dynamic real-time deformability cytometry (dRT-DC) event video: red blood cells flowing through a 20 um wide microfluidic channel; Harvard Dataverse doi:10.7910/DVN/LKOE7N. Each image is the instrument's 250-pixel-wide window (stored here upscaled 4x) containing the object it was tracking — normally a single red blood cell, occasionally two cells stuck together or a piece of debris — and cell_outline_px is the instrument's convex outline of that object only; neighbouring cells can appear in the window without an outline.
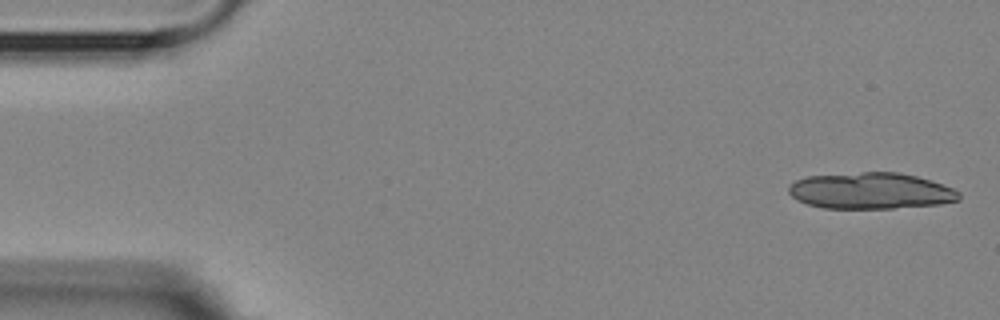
{"species": "Egyptian fruit bat (a non-hibernating species)", "species_latin": "Rousettus aegyptiacus", "temperature_condition": "room temperature", "stored_images_in_passage": 4, "camera_frame_rate_fps": 3000, "um_per_image_px": 0.085, "animal": {"sex": "female"}, "frame": {"image": 1, "passage_image": 4, "time_ms": 7.0, "image_size_px": [1000, 320], "cell_outline_px": [[960, 200], [940, 204], [892, 208], [824, 208], [808, 204], [796, 200], [788, 192], [788, 184], [796, 180], [808, 176], [860, 172], [900, 172], [916, 176], [952, 188], [960, 192]], "centroid_in_image_um": [73.98, 16.22], "position_along_channel_um": 11.0, "area_um2": 36.01}}